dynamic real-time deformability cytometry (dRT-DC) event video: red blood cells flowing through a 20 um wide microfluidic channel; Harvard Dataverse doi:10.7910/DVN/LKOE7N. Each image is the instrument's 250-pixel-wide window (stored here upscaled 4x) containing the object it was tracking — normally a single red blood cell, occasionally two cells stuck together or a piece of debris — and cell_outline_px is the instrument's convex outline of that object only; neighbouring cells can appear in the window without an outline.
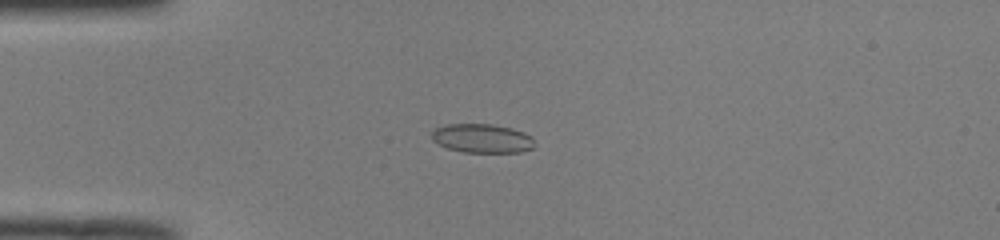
{"species": "common noctule bat (a hibernating species)", "species_latin": "Nyctalus noctula", "temperature_condition": "room temperature", "stored_images_in_passage": 44, "camera_frame_rate_fps": 3000, "um_per_image_px": 0.085, "animal": {"sex": "male", "body_mass_g": 19.0, "forearm_length_mm": 50.8}, "frame": {"image": 1, "passage_image": 7, "time_ms": 2.0, "image_size_px": [1000, 240], "cell_outline_px": [[536, 144], [532, 148], [520, 152], [464, 152], [448, 148], [432, 140], [432, 132], [436, 128], [448, 124], [492, 124], [512, 128], [524, 132], [532, 136]], "centroid_in_image_um": [41.02, 11.76], "position_along_channel_um": 44.0, "area_um2": 17.34}}
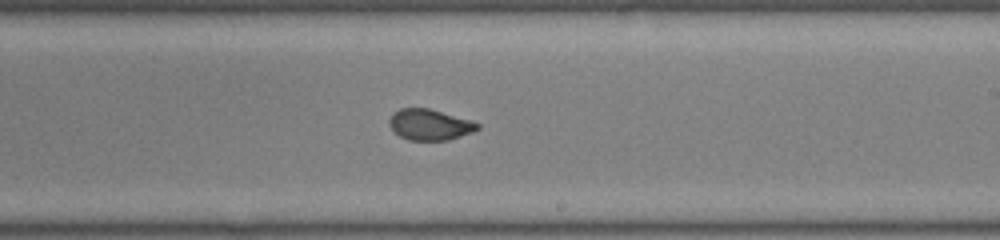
{"frame": {"image": 2, "passage_image": 24, "time_ms": 7.667, "image_size_px": [1000, 240], "cell_outline_px": [[480, 128], [472, 132], [448, 140], [408, 140], [400, 136], [388, 124], [388, 120], [400, 108], [428, 108], [472, 120], [480, 124]], "centroid_in_image_um": [36.55, 10.59], "position_along_channel_um": 252.4, "area_um2": 15.78}}
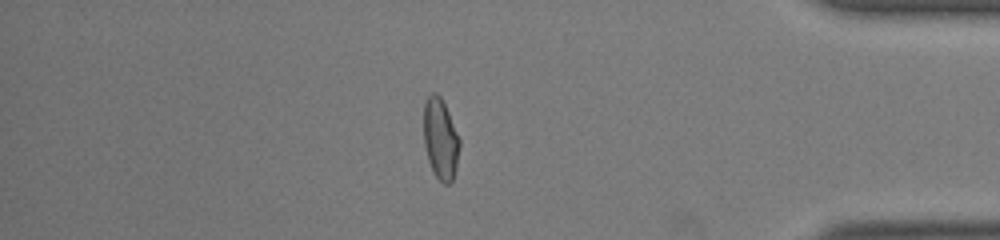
{"frame": {"image": 3, "passage_image": 37, "time_ms": 12.0, "image_size_px": [1000, 240], "cell_outline_px": [[460, 144], [456, 168], [452, 180], [448, 184], [444, 184], [436, 176], [428, 160], [424, 144], [424, 104], [428, 96], [432, 92], [436, 92], [440, 96], [448, 112], [460, 140]], "centroid_in_image_um": [37.43, 11.8], "position_along_channel_um": 397.8, "area_um2": 16.7}, "authors_computed_cell_mechanics": {"area_um2": 16.6753, "velocity_mm_per_s": 4.0685, "shape_relaxation_time_tau1_ms": null, "shape_relaxation_time_tau2_ms": 0.6382, "deformation_change_tau1": null, "deformation_change_tau2": 0.0552}}